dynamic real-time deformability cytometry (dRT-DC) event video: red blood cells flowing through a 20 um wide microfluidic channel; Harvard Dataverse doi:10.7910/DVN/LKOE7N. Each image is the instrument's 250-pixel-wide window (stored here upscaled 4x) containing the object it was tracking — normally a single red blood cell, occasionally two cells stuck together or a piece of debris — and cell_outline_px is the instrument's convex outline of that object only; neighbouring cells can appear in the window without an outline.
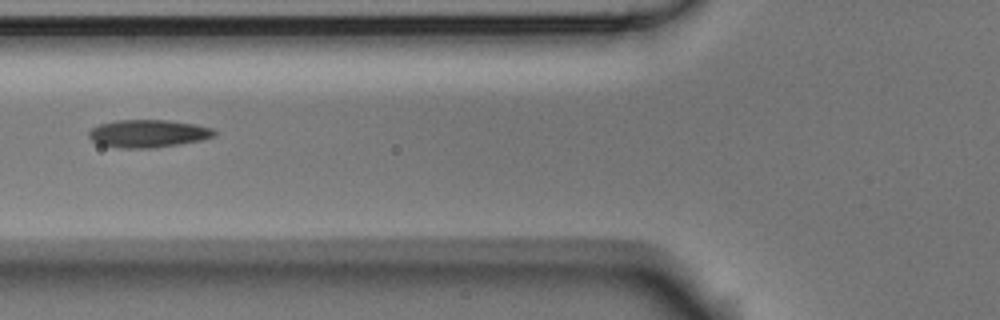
{"species": "Egyptian fruit bat (a non-hibernating species)", "species_latin": "Rousettus aegyptiacus", "temperature_condition": "room temperature", "stored_images_in_passage": 5, "camera_frame_rate_fps": 3000, "um_per_image_px": 0.085, "animal": {"sex": "male"}, "frame": {"image": 1, "passage_image": 2, "time_ms": 0.333, "image_size_px": [1000, 320], "cell_outline_px": [[216, 136], [200, 140], [176, 144], [148, 148], [120, 148], [100, 144], [92, 140], [88, 136], [88, 132], [92, 128], [100, 124], [116, 120], [168, 120], [196, 124], [212, 128], [216, 132]], "centroid_in_image_um": [12.58, 11.34], "position_along_channel_um": 113.2, "area_um2": 20.11}}
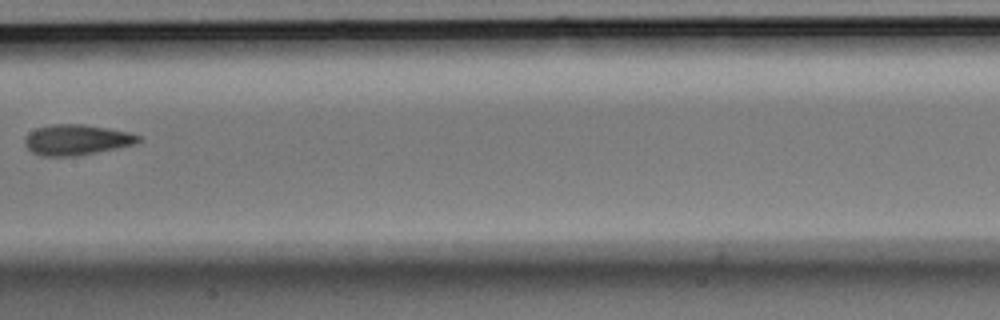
{"frame": {"image": 2, "passage_image": 4, "time_ms": 1.0, "image_size_px": [1000, 320], "cell_outline_px": [[140, 140], [132, 144], [116, 148], [96, 152], [72, 156], [44, 156], [32, 152], [24, 144], [24, 136], [28, 132], [36, 128], [52, 124], [84, 124], [108, 128], [128, 132], [140, 136]], "centroid_in_image_um": [6.44, 11.87], "position_along_channel_um": 201.0, "area_um2": 20.06}}
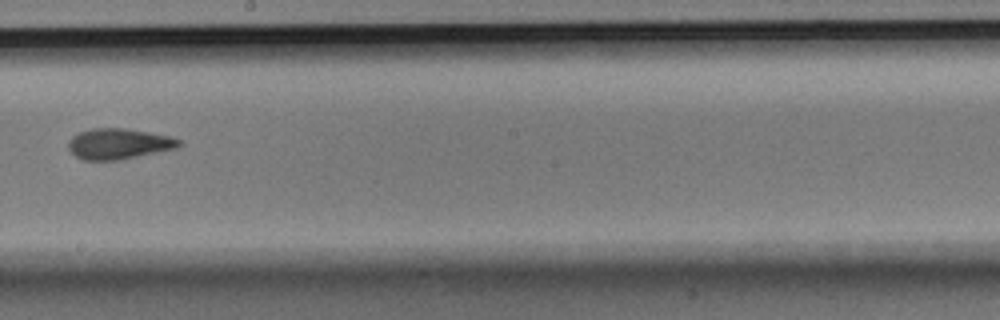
{"frame": {"image": 3, "passage_image": 5, "time_ms": 1.333, "image_size_px": [1000, 320], "cell_outline_px": [[180, 144], [176, 148], [120, 160], [84, 160], [76, 156], [68, 148], [68, 140], [72, 136], [80, 132], [92, 128], [128, 128], [168, 136], [180, 140]], "centroid_in_image_um": [10.05, 12.22], "position_along_channel_um": 238.1, "area_um2": 19.65}}